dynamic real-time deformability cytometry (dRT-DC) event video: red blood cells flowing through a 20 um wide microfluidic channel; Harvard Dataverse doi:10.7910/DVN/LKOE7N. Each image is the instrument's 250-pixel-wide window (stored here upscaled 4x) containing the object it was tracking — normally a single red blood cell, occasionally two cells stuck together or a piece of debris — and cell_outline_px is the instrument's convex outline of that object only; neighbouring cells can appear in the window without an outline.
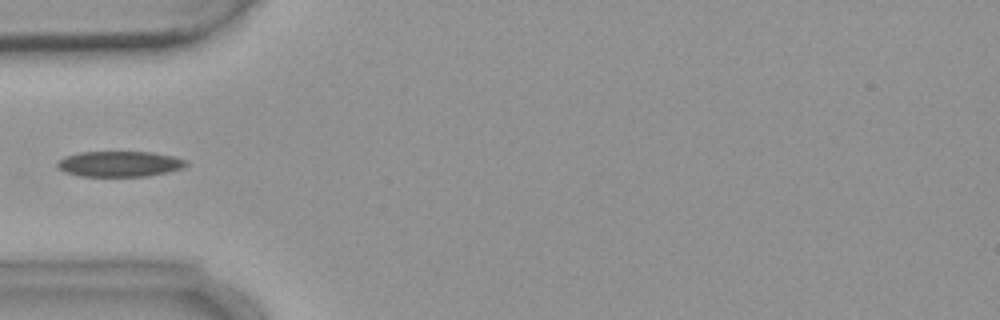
{"species": "common noctule bat (a hibernating species)", "species_latin": "Nyctalus noctula", "temperature_condition": "warm", "stored_images_in_passage": 3, "camera_frame_rate_fps": 3000, "um_per_image_px": 0.085, "animal": {"sex": "female", "body_mass_g": 18.4}, "frame": {"image": 1, "passage_image": 3, "time_ms": 3.0, "image_size_px": [1000, 320], "cell_outline_px": [[188, 164], [184, 168], [148, 176], [80, 176], [64, 172], [56, 164], [64, 156], [80, 152], [152, 152], [172, 156], [188, 160]], "centroid_in_image_um": [10.19, 13.93], "position_along_channel_um": 74.8, "area_um2": 19.19}}